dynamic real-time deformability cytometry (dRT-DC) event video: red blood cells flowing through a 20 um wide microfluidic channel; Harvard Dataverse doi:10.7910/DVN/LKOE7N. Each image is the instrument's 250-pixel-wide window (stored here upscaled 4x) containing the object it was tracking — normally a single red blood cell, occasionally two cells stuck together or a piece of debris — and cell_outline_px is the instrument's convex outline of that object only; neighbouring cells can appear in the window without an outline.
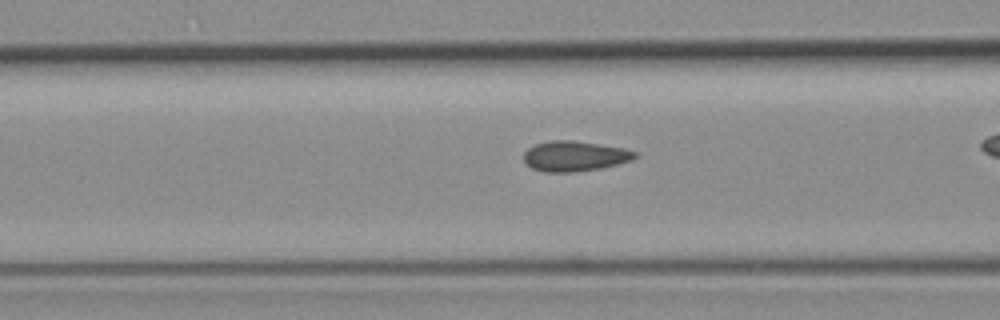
{"species": "common noctule bat (a hibernating species)", "species_latin": "Nyctalus noctula", "temperature_condition": "room temperature", "stored_images_in_passage": 42, "camera_frame_rate_fps": 3000, "um_per_image_px": 0.085, "animal": {"sex": "female", "body_mass_g": 19.3, "forearm_length_mm": 54.1}, "frame": {"image": 1, "passage_image": 21, "time_ms": 6.667, "image_size_px": [1000, 320], "cell_outline_px": [[636, 156], [632, 160], [600, 168], [572, 172], [544, 172], [532, 168], [524, 160], [524, 152], [528, 148], [536, 144], [552, 140], [572, 140], [624, 148], [636, 152]], "centroid_in_image_um": [48.83, 13.27], "position_along_channel_um": 117.8, "area_um2": 19.36}}
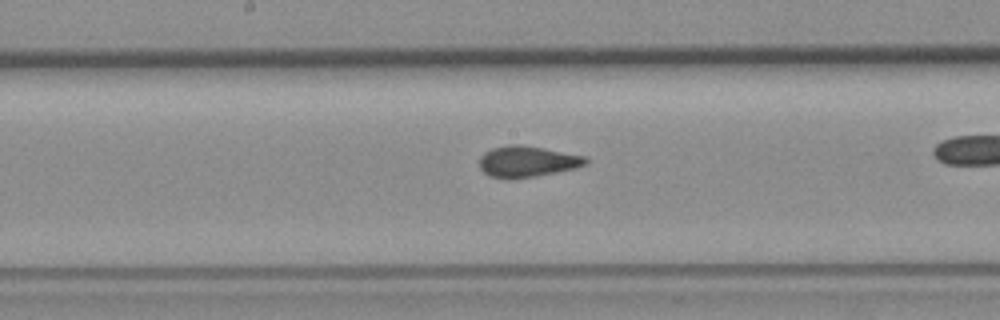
{"frame": {"image": 2, "passage_image": 28, "time_ms": 9.0, "image_size_px": [1000, 320], "cell_outline_px": [[588, 164], [576, 168], [536, 176], [508, 180], [504, 180], [488, 176], [480, 168], [480, 156], [484, 152], [492, 148], [512, 144], [516, 144], [544, 148], [588, 156]], "centroid_in_image_um": [44.82, 13.74], "position_along_channel_um": 203.4, "area_um2": 19.59}}
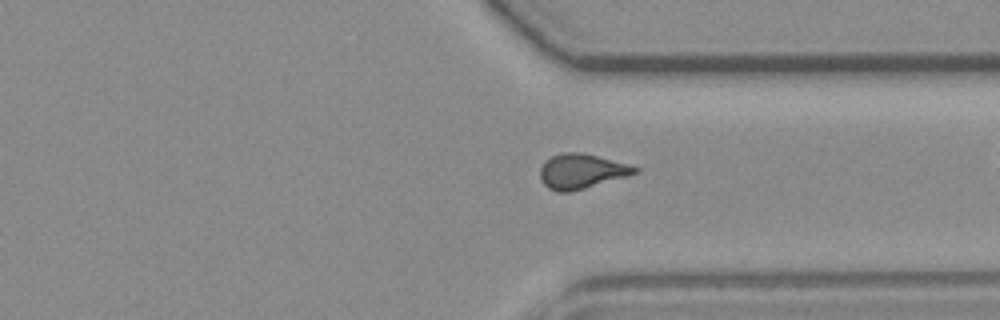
{"frame": {"image": 3, "passage_image": 41, "time_ms": 13.333, "image_size_px": [1000, 320], "cell_outline_px": [[640, 172], [628, 176], [584, 188], [568, 192], [556, 192], [548, 188], [540, 180], [540, 168], [552, 156], [564, 152], [580, 152], [596, 156], [640, 168]], "centroid_in_image_um": [49.42, 14.57], "position_along_channel_um": 362.0, "area_um2": 18.9}}